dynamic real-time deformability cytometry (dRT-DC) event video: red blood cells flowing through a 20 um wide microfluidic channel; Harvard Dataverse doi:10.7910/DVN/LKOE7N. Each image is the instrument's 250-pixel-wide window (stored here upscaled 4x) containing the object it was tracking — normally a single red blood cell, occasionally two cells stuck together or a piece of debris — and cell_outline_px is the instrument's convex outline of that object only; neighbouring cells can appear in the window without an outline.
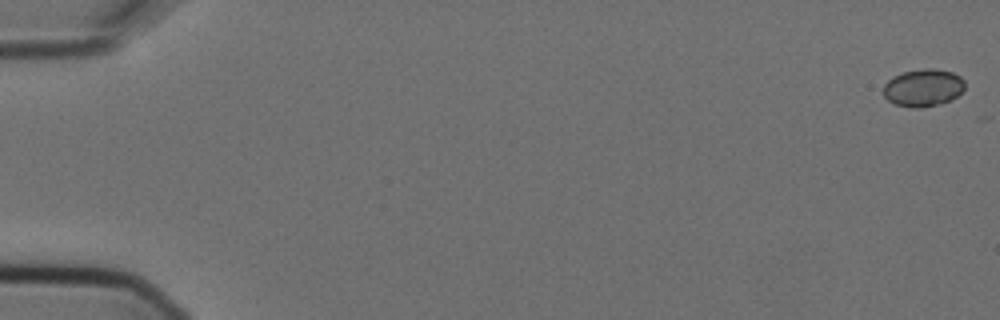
{"species": "Egyptian fruit bat (a non-hibernating species)", "species_latin": "Rousettus aegyptiacus", "temperature_condition": "cold", "stored_images_in_passage": 7, "camera_frame_rate_fps": 3000, "um_per_image_px": 0.085, "animal": {"sex": "female"}, "frame": {"image": 1, "passage_image": 1, "time_ms": 0.0, "image_size_px": [1000, 320], "cell_outline_px": [[964, 88], [952, 100], [940, 104], [924, 108], [912, 108], [896, 104], [888, 100], [884, 96], [884, 84], [892, 76], [904, 72], [924, 68], [932, 68], [952, 72], [960, 76], [964, 80]], "centroid_in_image_um": [78.47, 7.46], "position_along_channel_um": 6.5, "area_um2": 17.86}}
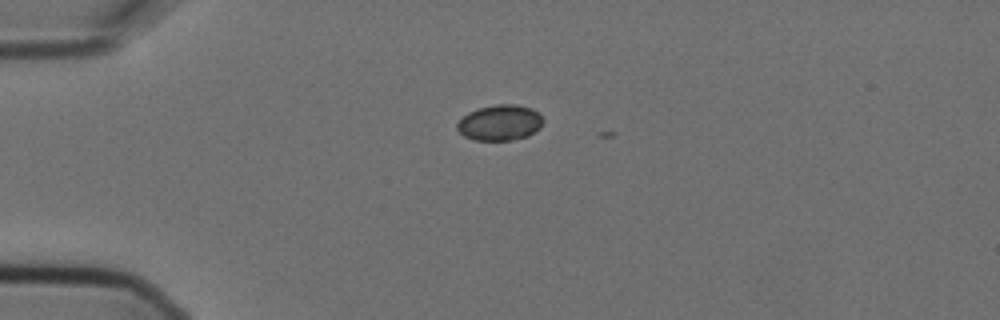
{"frame": {"image": 2, "passage_image": 5, "time_ms": 1.333, "image_size_px": [1000, 320], "cell_outline_px": [[544, 120], [540, 128], [528, 136], [508, 140], [472, 140], [464, 136], [456, 128], [456, 124], [468, 112], [476, 108], [496, 104], [516, 104], [532, 108]], "centroid_in_image_um": [42.47, 10.42], "position_along_channel_um": 42.5, "area_um2": 17.92}}
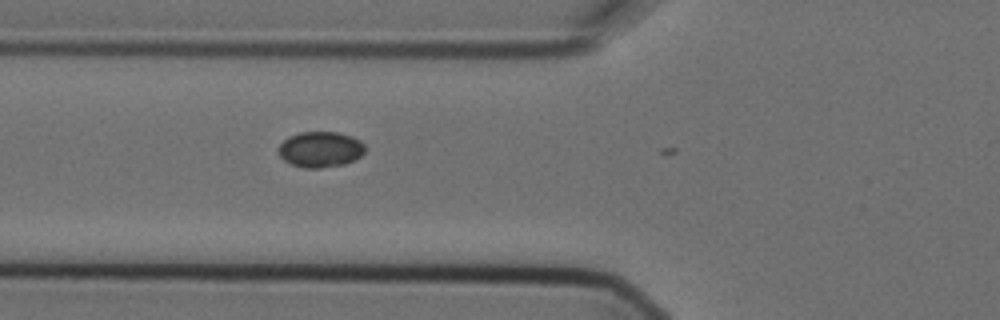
{"frame": {"image": 3, "passage_image": 7, "time_ms": 2.0, "image_size_px": [1000, 320], "cell_outline_px": [[364, 152], [360, 156], [344, 164], [320, 168], [304, 168], [292, 164], [284, 160], [280, 156], [280, 144], [288, 136], [300, 132], [336, 132], [352, 136], [360, 140], [364, 144]], "centroid_in_image_um": [27.24, 12.69], "position_along_channel_um": 98.6, "area_um2": 17.86}}